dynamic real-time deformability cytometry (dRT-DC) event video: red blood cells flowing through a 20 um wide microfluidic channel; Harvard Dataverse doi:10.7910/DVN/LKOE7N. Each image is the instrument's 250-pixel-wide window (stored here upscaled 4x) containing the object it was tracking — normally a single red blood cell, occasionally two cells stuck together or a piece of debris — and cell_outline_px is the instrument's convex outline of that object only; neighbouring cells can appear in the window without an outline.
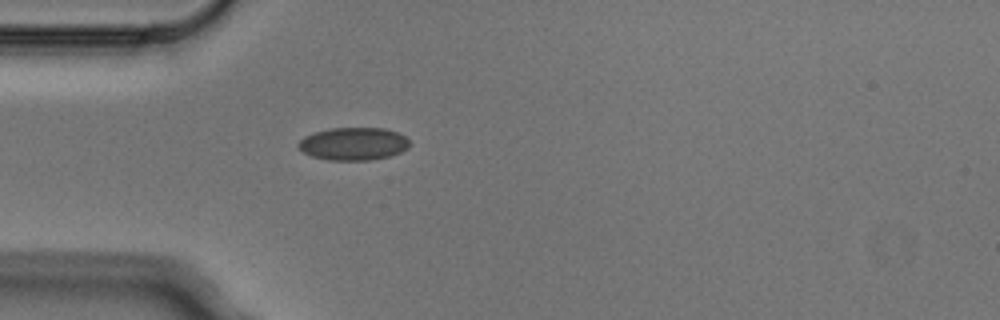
{"species": "Egyptian fruit bat (a non-hibernating species)", "species_latin": "Rousettus aegyptiacus", "temperature_condition": "cold", "stored_images_in_passage": 2, "camera_frame_rate_fps": 3000, "um_per_image_px": 0.085, "animal": {"sex": "male"}, "frame": {"image": 1, "passage_image": 2, "time_ms": 0.333, "image_size_px": [1000, 320], "cell_outline_px": [[408, 148], [400, 152], [388, 156], [372, 160], [328, 160], [312, 156], [304, 152], [296, 144], [304, 136], [312, 132], [328, 128], [384, 128], [396, 132], [404, 136], [408, 140]], "centroid_in_image_um": [30.0, 12.21], "position_along_channel_um": 55.0, "area_um2": 21.21}}